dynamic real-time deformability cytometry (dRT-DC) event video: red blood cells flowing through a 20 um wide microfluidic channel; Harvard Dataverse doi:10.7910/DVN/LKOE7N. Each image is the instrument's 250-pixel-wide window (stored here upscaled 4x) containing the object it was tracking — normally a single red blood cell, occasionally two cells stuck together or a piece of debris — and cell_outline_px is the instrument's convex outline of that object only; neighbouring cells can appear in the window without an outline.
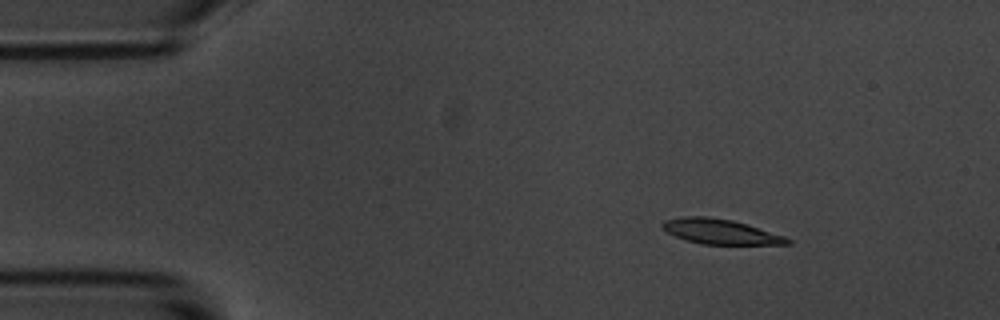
{"species": "common noctule bat (a hibernating species)", "species_latin": "Nyctalus noctula", "temperature_condition": "room temperature", "stored_images_in_passage": 6, "camera_frame_rate_fps": 3000, "um_per_image_px": 0.085, "animal": {"sex": "male", "body_mass_g": 20.1, "forearm_length_mm": 53.5}, "frame": {"image": 1, "passage_image": 3, "time_ms": 2.333, "image_size_px": [1000, 320], "cell_outline_px": [[792, 244], [700, 244], [684, 240], [668, 232], [660, 224], [664, 220], [684, 216], [708, 216], [732, 220], [748, 224], [784, 236], [792, 240]], "centroid_in_image_um": [61.23, 19.68], "position_along_channel_um": 23.8, "area_um2": 18.21}}
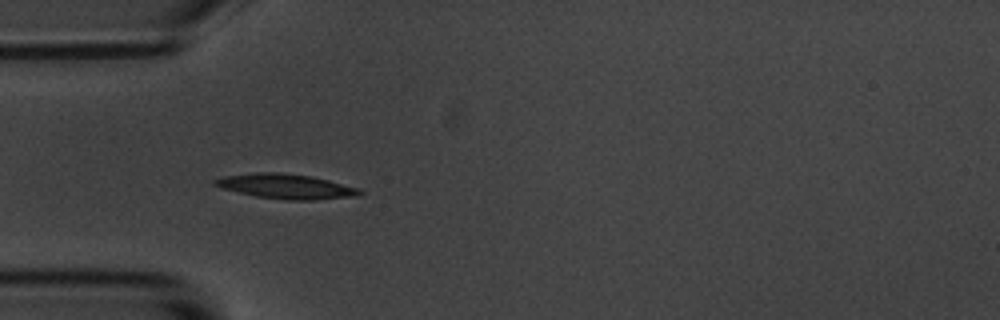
{"frame": {"image": 2, "passage_image": 5, "time_ms": 5.333, "image_size_px": [1000, 320], "cell_outline_px": [[364, 192], [360, 196], [316, 200], [288, 200], [256, 196], [220, 188], [212, 184], [212, 180], [224, 176], [256, 172], [280, 172], [312, 176], [360, 188]], "centroid_in_image_um": [24.33, 15.84], "position_along_channel_um": 60.7, "area_um2": 21.15}}
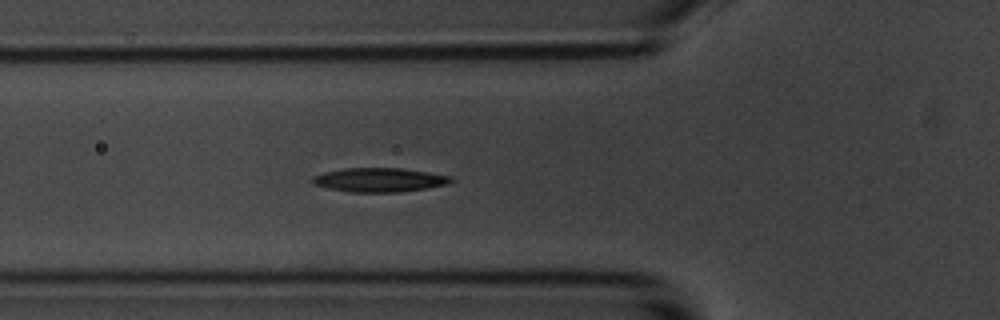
{"frame": {"image": 3, "passage_image": 6, "time_ms": 6.333, "image_size_px": [1000, 320], "cell_outline_px": [[452, 180], [448, 184], [400, 192], [348, 192], [328, 188], [312, 184], [308, 180], [312, 176], [324, 172], [344, 168], [400, 168], [428, 172], [452, 176]], "centroid_in_image_um": [32.17, 15.29], "position_along_channel_um": 93.6, "area_um2": 19.48}}